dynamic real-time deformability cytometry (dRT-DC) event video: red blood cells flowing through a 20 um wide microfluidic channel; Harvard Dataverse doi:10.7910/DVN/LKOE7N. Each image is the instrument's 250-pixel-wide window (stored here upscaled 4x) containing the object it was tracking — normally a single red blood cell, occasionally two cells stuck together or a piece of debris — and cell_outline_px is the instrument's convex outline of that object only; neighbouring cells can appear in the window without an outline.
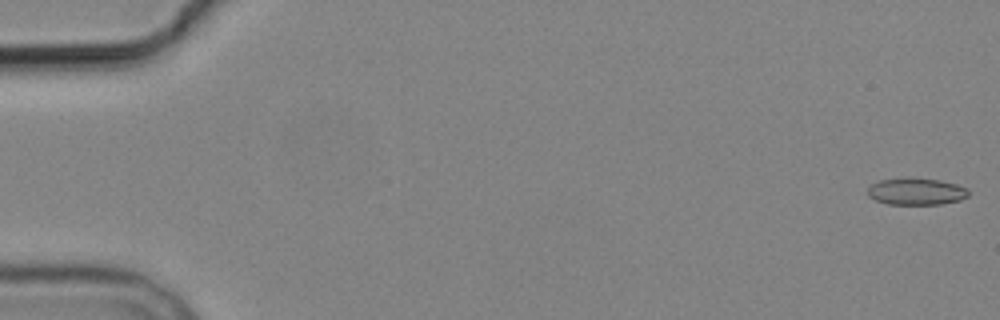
{"species": "common noctule bat (a hibernating species)", "species_latin": "Nyctalus noctula", "temperature_condition": "cold", "stored_images_in_passage": 6, "camera_frame_rate_fps": 3000, "um_per_image_px": 0.085, "animal": {"sex": "male", "body_mass_g": 19.2, "forearm_length_mm": 51.8}, "frame": {"image": 1, "passage_image": 1, "time_ms": 0.0, "image_size_px": [1000, 320], "cell_outline_px": [[968, 196], [960, 200], [940, 204], [888, 204], [876, 200], [868, 196], [868, 188], [872, 184], [880, 180], [908, 176], [940, 180], [956, 184], [968, 188]], "centroid_in_image_um": [77.88, 16.25], "position_along_channel_um": 7.1, "area_um2": 16.01}}
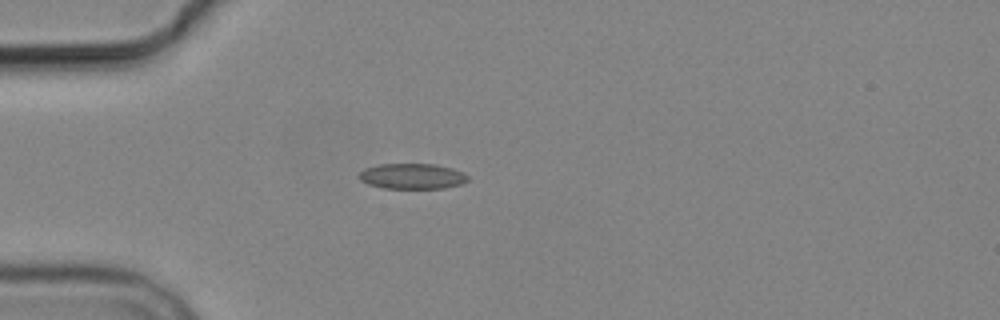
{"frame": {"image": 2, "passage_image": 5, "time_ms": 5.0, "image_size_px": [1000, 320], "cell_outline_px": [[468, 180], [464, 184], [444, 188], [384, 188], [368, 184], [360, 180], [360, 172], [364, 168], [380, 164], [436, 164], [452, 168], [464, 172], [468, 176]], "centroid_in_image_um": [35.08, 14.98], "position_along_channel_um": 49.9, "area_um2": 16.24}}